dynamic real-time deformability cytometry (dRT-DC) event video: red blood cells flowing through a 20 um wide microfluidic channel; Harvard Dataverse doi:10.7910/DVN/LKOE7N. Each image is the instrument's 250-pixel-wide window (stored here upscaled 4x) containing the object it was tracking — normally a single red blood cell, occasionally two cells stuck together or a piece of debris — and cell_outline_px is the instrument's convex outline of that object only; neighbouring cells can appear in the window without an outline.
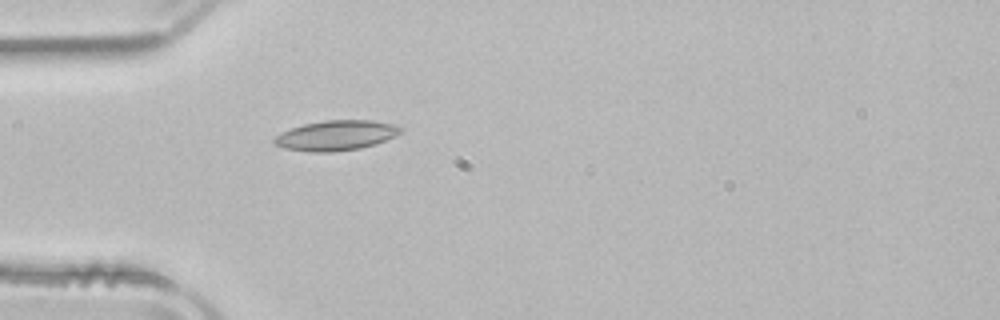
{"species": "common noctule bat (a hibernating species)", "species_latin": "Nyctalus noctula", "temperature_condition": "room temperature", "stored_images_in_passage": 1, "camera_frame_rate_fps": 3000, "um_per_image_px": 0.085, "animal": {"sex": "male", "body_mass_g": 21.5, "forearm_length_mm": 52.0}, "frame": {"image": 1, "passage_image": 1, "time_ms": 0.0, "image_size_px": [1000, 320], "cell_outline_px": [[404, 128], [400, 132], [376, 144], [360, 148], [336, 152], [312, 152], [284, 148], [276, 144], [272, 140], [276, 136], [292, 128], [304, 124], [324, 120], [372, 120], [392, 124]], "centroid_in_image_um": [28.57, 11.51], "position_along_channel_um": 56.4, "area_um2": 21.85}}